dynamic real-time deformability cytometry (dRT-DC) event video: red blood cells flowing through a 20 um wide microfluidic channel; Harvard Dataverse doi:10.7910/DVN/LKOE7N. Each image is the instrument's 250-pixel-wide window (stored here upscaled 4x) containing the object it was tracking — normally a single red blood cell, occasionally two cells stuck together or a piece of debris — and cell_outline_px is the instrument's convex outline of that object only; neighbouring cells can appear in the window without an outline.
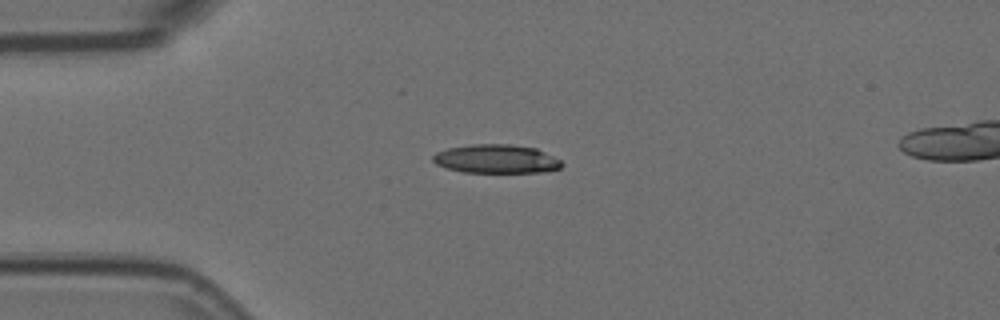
{"species": "Egyptian fruit bat (a non-hibernating species)", "species_latin": "Rousettus aegyptiacus", "temperature_condition": "room temperature", "stored_images_in_passage": 4, "camera_frame_rate_fps": 3000, "um_per_image_px": 0.085, "animal": {"sex": "female"}, "frame": {"image": 1, "passage_image": 3, "time_ms": 0.667, "image_size_px": [1000, 320], "cell_outline_px": [[564, 164], [560, 168], [544, 172], [464, 172], [448, 168], [436, 164], [432, 160], [432, 156], [436, 152], [448, 148], [472, 144], [508, 144], [536, 148], [560, 160]], "centroid_in_image_um": [42.17, 13.5], "position_along_channel_um": 42.8, "area_um2": 21.44}}